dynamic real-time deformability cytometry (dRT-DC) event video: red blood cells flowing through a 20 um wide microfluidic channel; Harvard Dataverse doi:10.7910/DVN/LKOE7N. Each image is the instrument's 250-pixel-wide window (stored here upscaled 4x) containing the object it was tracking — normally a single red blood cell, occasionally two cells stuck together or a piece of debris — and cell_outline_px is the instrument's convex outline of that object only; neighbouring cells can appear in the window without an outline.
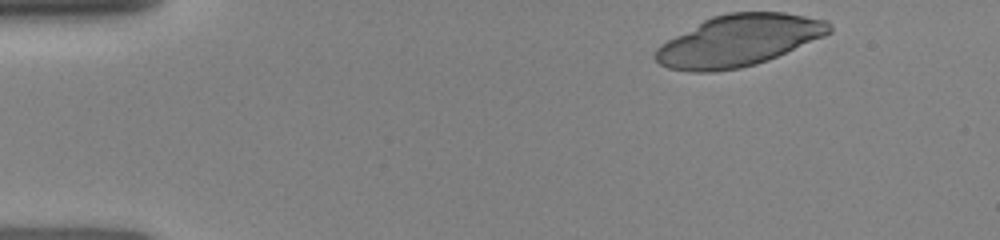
{"species": "human", "species_latin": "Homo sapiens", "temperature_condition": "room temperature", "stored_images_in_passage": 22, "camera_frame_rate_fps": 3000, "um_per_image_px": 0.085, "donor": {"sex": "female"}, "frame": {"image": 1, "passage_image": 1, "time_ms": 0.0, "image_size_px": [1000, 240], "cell_outline_px": [[832, 32], [824, 36], [768, 60], [756, 64], [740, 68], [712, 72], [692, 72], [668, 68], [660, 64], [652, 56], [656, 48], [660, 44], [704, 20], [712, 16], [728, 12], [784, 12], [828, 20], [832, 24]], "centroid_in_image_um": [62.79, 3.45], "position_along_channel_um": 22.2, "area_um2": 52.14}}
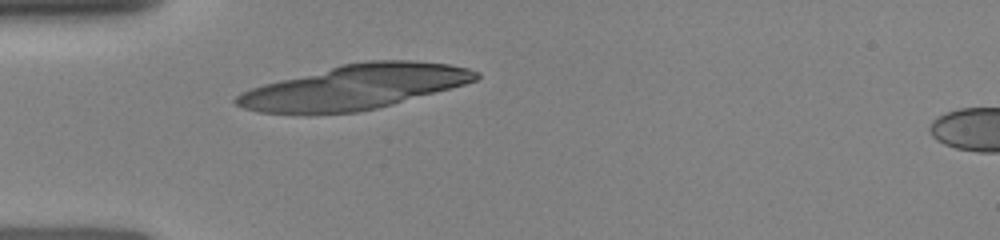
{"frame": {"image": 2, "passage_image": 10, "time_ms": 2.667, "image_size_px": [1000, 240], "cell_outline_px": [[480, 76], [476, 80], [464, 84], [392, 104], [376, 108], [356, 112], [308, 116], [260, 112], [244, 108], [236, 104], [232, 100], [240, 92], [264, 84], [340, 64], [368, 60], [412, 60], [448, 64], [468, 68], [480, 72]], "centroid_in_image_um": [30.08, 7.42], "position_along_channel_um": 54.9, "area_um2": 62.48}}